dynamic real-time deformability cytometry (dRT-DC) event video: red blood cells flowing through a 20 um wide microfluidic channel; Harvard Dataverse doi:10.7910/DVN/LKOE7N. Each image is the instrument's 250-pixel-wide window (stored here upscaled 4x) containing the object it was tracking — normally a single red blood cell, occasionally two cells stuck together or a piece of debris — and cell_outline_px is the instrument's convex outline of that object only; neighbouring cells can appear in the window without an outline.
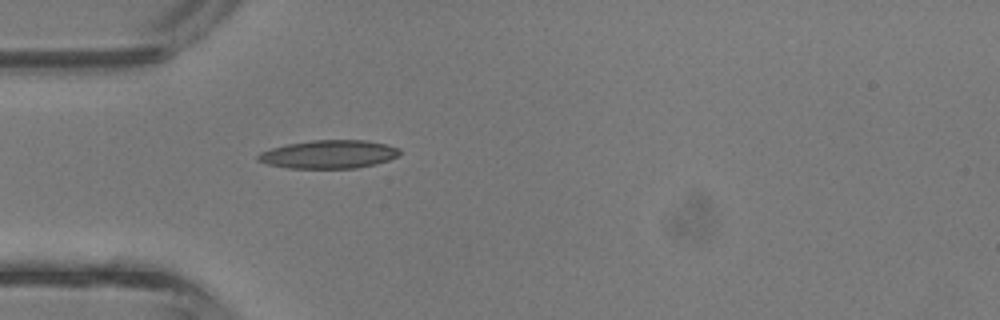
{"species": "common noctule bat (a hibernating species)", "species_latin": "Nyctalus noctula", "temperature_condition": "room temperature", "stored_images_in_passage": 1, "camera_frame_rate_fps": 3000, "um_per_image_px": 0.085, "animal": {"sex": "male", "body_mass_g": 13.3}, "frame": {"image": 1, "passage_image": 1, "time_ms": 0.0, "image_size_px": [1000, 320], "cell_outline_px": [[400, 152], [396, 156], [388, 160], [376, 164], [356, 168], [288, 168], [268, 164], [256, 160], [256, 156], [260, 152], [272, 148], [288, 144], [312, 140], [368, 140], [388, 144], [400, 148]], "centroid_in_image_um": [27.96, 13.11], "position_along_channel_um": 57.0, "area_um2": 23.41}}